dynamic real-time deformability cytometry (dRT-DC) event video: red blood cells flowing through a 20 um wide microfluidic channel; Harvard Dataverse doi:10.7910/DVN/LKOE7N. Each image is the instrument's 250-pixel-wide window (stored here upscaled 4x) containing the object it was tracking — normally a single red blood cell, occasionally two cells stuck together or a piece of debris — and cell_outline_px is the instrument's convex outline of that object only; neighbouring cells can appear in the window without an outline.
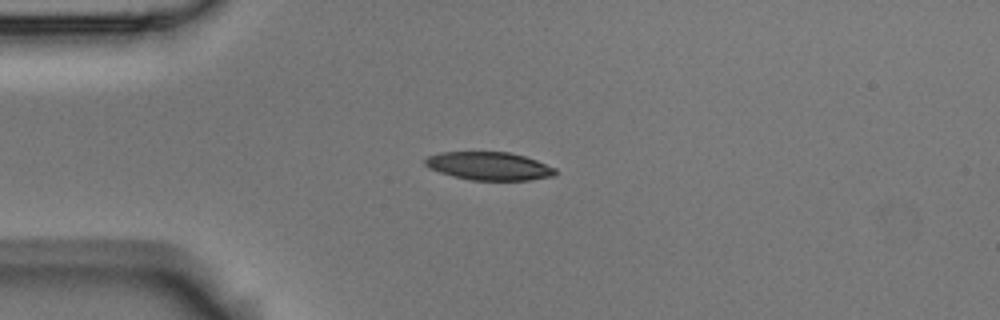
{"species": "Egyptian fruit bat (a non-hibernating species)", "species_latin": "Rousettus aegyptiacus", "temperature_condition": "room temperature", "stored_images_in_passage": 9, "camera_frame_rate_fps": 3000, "um_per_image_px": 0.085, "animal": {"sex": "male"}, "frame": {"image": 1, "passage_image": 3, "time_ms": 0.667, "image_size_px": [1000, 320], "cell_outline_px": [[556, 172], [552, 176], [528, 180], [468, 180], [452, 176], [428, 168], [424, 164], [424, 160], [428, 156], [440, 152], [508, 152], [524, 156], [536, 160], [556, 168]], "centroid_in_image_um": [41.53, 14.11], "position_along_channel_um": 43.5, "area_um2": 21.33}}
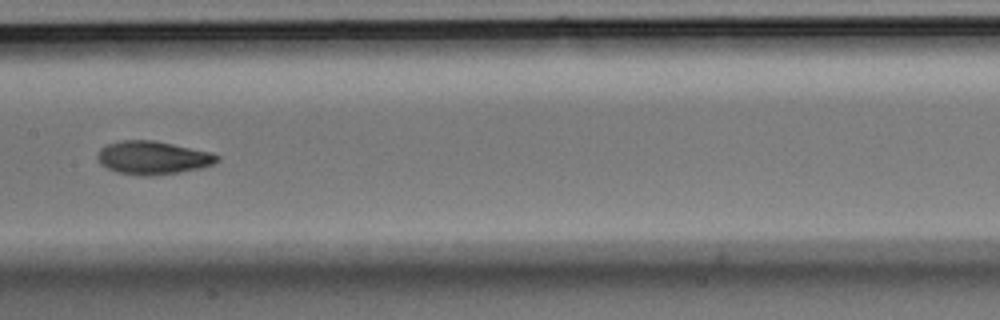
{"frame": {"image": 2, "passage_image": 7, "time_ms": 2.0, "image_size_px": [1000, 320], "cell_outline_px": [[220, 160], [212, 164], [200, 168], [180, 172], [152, 176], [144, 176], [116, 172], [100, 164], [96, 156], [100, 148], [108, 144], [120, 140], [156, 140], [212, 152], [220, 156]], "centroid_in_image_um": [13.0, 13.4], "position_along_channel_um": 194.4, "area_um2": 23.41}}
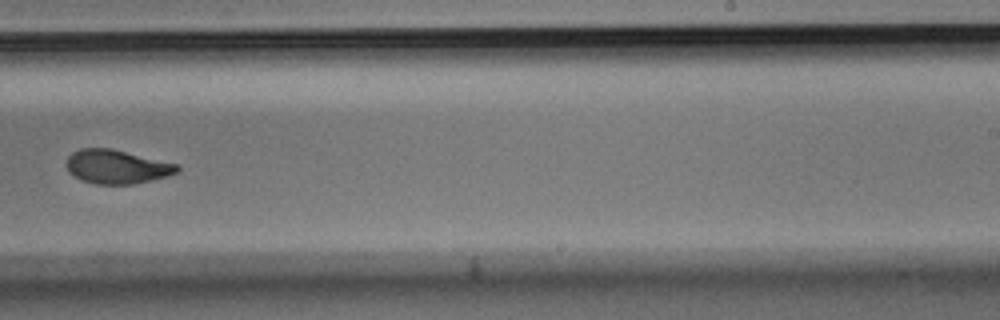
{"frame": {"image": 3, "passage_image": 9, "time_ms": 2.667, "image_size_px": [1000, 320], "cell_outline_px": [[180, 168], [176, 172], [168, 176], [132, 184], [96, 184], [84, 180], [68, 172], [68, 156], [72, 152], [80, 148], [112, 148], [176, 164]], "centroid_in_image_um": [9.92, 14.16], "position_along_channel_um": 279.1, "area_um2": 21.5}}